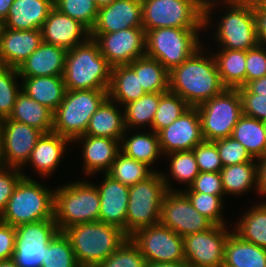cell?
<instances>
[{"instance_id": "32", "label": "cell", "mask_w": 266, "mask_h": 267, "mask_svg": "<svg viewBox=\"0 0 266 267\" xmlns=\"http://www.w3.org/2000/svg\"><path fill=\"white\" fill-rule=\"evenodd\" d=\"M145 94L139 76L129 65L112 67L111 83L108 89V97L111 100L124 106Z\"/></svg>"}, {"instance_id": "16", "label": "cell", "mask_w": 266, "mask_h": 267, "mask_svg": "<svg viewBox=\"0 0 266 267\" xmlns=\"http://www.w3.org/2000/svg\"><path fill=\"white\" fill-rule=\"evenodd\" d=\"M159 223L182 237L205 231L213 225L191 205L182 191L166 192Z\"/></svg>"}, {"instance_id": "38", "label": "cell", "mask_w": 266, "mask_h": 267, "mask_svg": "<svg viewBox=\"0 0 266 267\" xmlns=\"http://www.w3.org/2000/svg\"><path fill=\"white\" fill-rule=\"evenodd\" d=\"M164 93H146L138 100L129 102L123 106L125 127L135 131L146 127L151 129L154 115L158 108L160 97ZM150 126V127H149ZM142 127V128H141Z\"/></svg>"}, {"instance_id": "39", "label": "cell", "mask_w": 266, "mask_h": 267, "mask_svg": "<svg viewBox=\"0 0 266 267\" xmlns=\"http://www.w3.org/2000/svg\"><path fill=\"white\" fill-rule=\"evenodd\" d=\"M150 168L146 163L137 161L119 152L106 174L112 179L130 187L146 180L157 171Z\"/></svg>"}, {"instance_id": "45", "label": "cell", "mask_w": 266, "mask_h": 267, "mask_svg": "<svg viewBox=\"0 0 266 267\" xmlns=\"http://www.w3.org/2000/svg\"><path fill=\"white\" fill-rule=\"evenodd\" d=\"M16 79H21L18 69L2 67L0 69V120L8 118L13 110L21 86Z\"/></svg>"}, {"instance_id": "64", "label": "cell", "mask_w": 266, "mask_h": 267, "mask_svg": "<svg viewBox=\"0 0 266 267\" xmlns=\"http://www.w3.org/2000/svg\"><path fill=\"white\" fill-rule=\"evenodd\" d=\"M188 267H202V266H193V265H188Z\"/></svg>"}, {"instance_id": "54", "label": "cell", "mask_w": 266, "mask_h": 267, "mask_svg": "<svg viewBox=\"0 0 266 267\" xmlns=\"http://www.w3.org/2000/svg\"><path fill=\"white\" fill-rule=\"evenodd\" d=\"M253 13L258 42L266 45V9L256 2L253 3Z\"/></svg>"}, {"instance_id": "35", "label": "cell", "mask_w": 266, "mask_h": 267, "mask_svg": "<svg viewBox=\"0 0 266 267\" xmlns=\"http://www.w3.org/2000/svg\"><path fill=\"white\" fill-rule=\"evenodd\" d=\"M232 137L246 148L253 159L259 160L266 155L265 122L242 115Z\"/></svg>"}, {"instance_id": "3", "label": "cell", "mask_w": 266, "mask_h": 267, "mask_svg": "<svg viewBox=\"0 0 266 267\" xmlns=\"http://www.w3.org/2000/svg\"><path fill=\"white\" fill-rule=\"evenodd\" d=\"M63 232L80 267H98L129 238L121 228L99 220L76 224Z\"/></svg>"}, {"instance_id": "36", "label": "cell", "mask_w": 266, "mask_h": 267, "mask_svg": "<svg viewBox=\"0 0 266 267\" xmlns=\"http://www.w3.org/2000/svg\"><path fill=\"white\" fill-rule=\"evenodd\" d=\"M129 66L139 76L145 93H166L169 91V71L156 59L143 56Z\"/></svg>"}, {"instance_id": "15", "label": "cell", "mask_w": 266, "mask_h": 267, "mask_svg": "<svg viewBox=\"0 0 266 267\" xmlns=\"http://www.w3.org/2000/svg\"><path fill=\"white\" fill-rule=\"evenodd\" d=\"M228 225H212L209 229L183 237L185 262L202 267H222Z\"/></svg>"}, {"instance_id": "58", "label": "cell", "mask_w": 266, "mask_h": 267, "mask_svg": "<svg viewBox=\"0 0 266 267\" xmlns=\"http://www.w3.org/2000/svg\"><path fill=\"white\" fill-rule=\"evenodd\" d=\"M145 267H188L186 262L146 263Z\"/></svg>"}, {"instance_id": "60", "label": "cell", "mask_w": 266, "mask_h": 267, "mask_svg": "<svg viewBox=\"0 0 266 267\" xmlns=\"http://www.w3.org/2000/svg\"><path fill=\"white\" fill-rule=\"evenodd\" d=\"M113 1L115 0H95V3L97 4V6L100 8L102 6L111 4Z\"/></svg>"}, {"instance_id": "52", "label": "cell", "mask_w": 266, "mask_h": 267, "mask_svg": "<svg viewBox=\"0 0 266 267\" xmlns=\"http://www.w3.org/2000/svg\"><path fill=\"white\" fill-rule=\"evenodd\" d=\"M242 100L243 115L266 122V96L249 93L244 87L238 88Z\"/></svg>"}, {"instance_id": "1", "label": "cell", "mask_w": 266, "mask_h": 267, "mask_svg": "<svg viewBox=\"0 0 266 267\" xmlns=\"http://www.w3.org/2000/svg\"><path fill=\"white\" fill-rule=\"evenodd\" d=\"M204 53L205 48H199L169 72V91L179 95L190 107H196L226 89L213 55Z\"/></svg>"}, {"instance_id": "7", "label": "cell", "mask_w": 266, "mask_h": 267, "mask_svg": "<svg viewBox=\"0 0 266 267\" xmlns=\"http://www.w3.org/2000/svg\"><path fill=\"white\" fill-rule=\"evenodd\" d=\"M54 190V220L63 232L80 223L99 220L100 198L95 183L85 180L56 186Z\"/></svg>"}, {"instance_id": "44", "label": "cell", "mask_w": 266, "mask_h": 267, "mask_svg": "<svg viewBox=\"0 0 266 267\" xmlns=\"http://www.w3.org/2000/svg\"><path fill=\"white\" fill-rule=\"evenodd\" d=\"M189 199L191 205L213 225H227L224 221V200L218 195L200 192H183Z\"/></svg>"}, {"instance_id": "12", "label": "cell", "mask_w": 266, "mask_h": 267, "mask_svg": "<svg viewBox=\"0 0 266 267\" xmlns=\"http://www.w3.org/2000/svg\"><path fill=\"white\" fill-rule=\"evenodd\" d=\"M129 238L146 263L185 262L183 237L160 223L138 229Z\"/></svg>"}, {"instance_id": "47", "label": "cell", "mask_w": 266, "mask_h": 267, "mask_svg": "<svg viewBox=\"0 0 266 267\" xmlns=\"http://www.w3.org/2000/svg\"><path fill=\"white\" fill-rule=\"evenodd\" d=\"M213 142L216 144L223 167L243 162H257L250 156L246 148L232 136Z\"/></svg>"}, {"instance_id": "63", "label": "cell", "mask_w": 266, "mask_h": 267, "mask_svg": "<svg viewBox=\"0 0 266 267\" xmlns=\"http://www.w3.org/2000/svg\"><path fill=\"white\" fill-rule=\"evenodd\" d=\"M258 3L266 9V0H259Z\"/></svg>"}, {"instance_id": "23", "label": "cell", "mask_w": 266, "mask_h": 267, "mask_svg": "<svg viewBox=\"0 0 266 267\" xmlns=\"http://www.w3.org/2000/svg\"><path fill=\"white\" fill-rule=\"evenodd\" d=\"M72 142L82 143L83 170L88 176L101 171L106 174L117 154L120 152V141L108 137L81 135Z\"/></svg>"}, {"instance_id": "49", "label": "cell", "mask_w": 266, "mask_h": 267, "mask_svg": "<svg viewBox=\"0 0 266 267\" xmlns=\"http://www.w3.org/2000/svg\"><path fill=\"white\" fill-rule=\"evenodd\" d=\"M182 192H200L211 195H218L223 200L225 196L222 178L220 172H200L194 179L193 184L189 188H185Z\"/></svg>"}, {"instance_id": "42", "label": "cell", "mask_w": 266, "mask_h": 267, "mask_svg": "<svg viewBox=\"0 0 266 267\" xmlns=\"http://www.w3.org/2000/svg\"><path fill=\"white\" fill-rule=\"evenodd\" d=\"M54 7L79 21L89 31L93 28L99 11L95 0H54Z\"/></svg>"}, {"instance_id": "43", "label": "cell", "mask_w": 266, "mask_h": 267, "mask_svg": "<svg viewBox=\"0 0 266 267\" xmlns=\"http://www.w3.org/2000/svg\"><path fill=\"white\" fill-rule=\"evenodd\" d=\"M170 158V175L176 182L186 183L189 188L200 173L193 150L178 151L167 154Z\"/></svg>"}, {"instance_id": "24", "label": "cell", "mask_w": 266, "mask_h": 267, "mask_svg": "<svg viewBox=\"0 0 266 267\" xmlns=\"http://www.w3.org/2000/svg\"><path fill=\"white\" fill-rule=\"evenodd\" d=\"M68 50L42 42L20 65V77L63 76Z\"/></svg>"}, {"instance_id": "5", "label": "cell", "mask_w": 266, "mask_h": 267, "mask_svg": "<svg viewBox=\"0 0 266 267\" xmlns=\"http://www.w3.org/2000/svg\"><path fill=\"white\" fill-rule=\"evenodd\" d=\"M22 175L24 177L8 200L5 210L0 215V221L16 227L40 220L54 219L55 189H49L24 172Z\"/></svg>"}, {"instance_id": "13", "label": "cell", "mask_w": 266, "mask_h": 267, "mask_svg": "<svg viewBox=\"0 0 266 267\" xmlns=\"http://www.w3.org/2000/svg\"><path fill=\"white\" fill-rule=\"evenodd\" d=\"M12 259L19 267H41L50 241L59 232L54 219L40 220L15 227Z\"/></svg>"}, {"instance_id": "19", "label": "cell", "mask_w": 266, "mask_h": 267, "mask_svg": "<svg viewBox=\"0 0 266 267\" xmlns=\"http://www.w3.org/2000/svg\"><path fill=\"white\" fill-rule=\"evenodd\" d=\"M43 42L72 49L90 38V31L79 21L53 7L41 27Z\"/></svg>"}, {"instance_id": "25", "label": "cell", "mask_w": 266, "mask_h": 267, "mask_svg": "<svg viewBox=\"0 0 266 267\" xmlns=\"http://www.w3.org/2000/svg\"><path fill=\"white\" fill-rule=\"evenodd\" d=\"M72 141L54 132L43 134L37 141L29 160L24 165L31 164L33 169L38 172V176H51L57 170L61 160L64 159L66 147ZM67 145V146H66Z\"/></svg>"}, {"instance_id": "46", "label": "cell", "mask_w": 266, "mask_h": 267, "mask_svg": "<svg viewBox=\"0 0 266 267\" xmlns=\"http://www.w3.org/2000/svg\"><path fill=\"white\" fill-rule=\"evenodd\" d=\"M146 261L139 248L128 238L98 267H145Z\"/></svg>"}, {"instance_id": "20", "label": "cell", "mask_w": 266, "mask_h": 267, "mask_svg": "<svg viewBox=\"0 0 266 267\" xmlns=\"http://www.w3.org/2000/svg\"><path fill=\"white\" fill-rule=\"evenodd\" d=\"M132 27H142L141 0H115L99 8L90 33H114Z\"/></svg>"}, {"instance_id": "8", "label": "cell", "mask_w": 266, "mask_h": 267, "mask_svg": "<svg viewBox=\"0 0 266 267\" xmlns=\"http://www.w3.org/2000/svg\"><path fill=\"white\" fill-rule=\"evenodd\" d=\"M108 98V90H66L54 111L52 132L73 141L84 135L90 118Z\"/></svg>"}, {"instance_id": "26", "label": "cell", "mask_w": 266, "mask_h": 267, "mask_svg": "<svg viewBox=\"0 0 266 267\" xmlns=\"http://www.w3.org/2000/svg\"><path fill=\"white\" fill-rule=\"evenodd\" d=\"M53 7L54 0H14L2 25L13 30H40Z\"/></svg>"}, {"instance_id": "28", "label": "cell", "mask_w": 266, "mask_h": 267, "mask_svg": "<svg viewBox=\"0 0 266 267\" xmlns=\"http://www.w3.org/2000/svg\"><path fill=\"white\" fill-rule=\"evenodd\" d=\"M21 91L53 112L63 101L66 87L63 76L20 77Z\"/></svg>"}, {"instance_id": "41", "label": "cell", "mask_w": 266, "mask_h": 267, "mask_svg": "<svg viewBox=\"0 0 266 267\" xmlns=\"http://www.w3.org/2000/svg\"><path fill=\"white\" fill-rule=\"evenodd\" d=\"M41 267H80L64 232L59 231L50 241Z\"/></svg>"}, {"instance_id": "56", "label": "cell", "mask_w": 266, "mask_h": 267, "mask_svg": "<svg viewBox=\"0 0 266 267\" xmlns=\"http://www.w3.org/2000/svg\"><path fill=\"white\" fill-rule=\"evenodd\" d=\"M244 88L249 93L266 96V76L248 82Z\"/></svg>"}, {"instance_id": "27", "label": "cell", "mask_w": 266, "mask_h": 267, "mask_svg": "<svg viewBox=\"0 0 266 267\" xmlns=\"http://www.w3.org/2000/svg\"><path fill=\"white\" fill-rule=\"evenodd\" d=\"M119 108L123 106L108 97L90 118L84 135L108 137L120 141L126 127L124 110Z\"/></svg>"}, {"instance_id": "30", "label": "cell", "mask_w": 266, "mask_h": 267, "mask_svg": "<svg viewBox=\"0 0 266 267\" xmlns=\"http://www.w3.org/2000/svg\"><path fill=\"white\" fill-rule=\"evenodd\" d=\"M128 131L126 129L121 137L120 152L151 167L158 160V157L163 155L158 134L149 130L143 133L142 131L136 132V134L131 133L130 136Z\"/></svg>"}, {"instance_id": "18", "label": "cell", "mask_w": 266, "mask_h": 267, "mask_svg": "<svg viewBox=\"0 0 266 267\" xmlns=\"http://www.w3.org/2000/svg\"><path fill=\"white\" fill-rule=\"evenodd\" d=\"M162 154L193 150L204 141L201 120L196 107H189L181 116L159 133Z\"/></svg>"}, {"instance_id": "2", "label": "cell", "mask_w": 266, "mask_h": 267, "mask_svg": "<svg viewBox=\"0 0 266 267\" xmlns=\"http://www.w3.org/2000/svg\"><path fill=\"white\" fill-rule=\"evenodd\" d=\"M220 2V3H219ZM224 4L226 12L217 22L213 38L223 50H249L259 44L256 33L253 3L205 0L204 29L211 25L215 6ZM226 5V7H225ZM211 18V19H210Z\"/></svg>"}, {"instance_id": "9", "label": "cell", "mask_w": 266, "mask_h": 267, "mask_svg": "<svg viewBox=\"0 0 266 267\" xmlns=\"http://www.w3.org/2000/svg\"><path fill=\"white\" fill-rule=\"evenodd\" d=\"M142 27L204 29L205 0H141Z\"/></svg>"}, {"instance_id": "51", "label": "cell", "mask_w": 266, "mask_h": 267, "mask_svg": "<svg viewBox=\"0 0 266 267\" xmlns=\"http://www.w3.org/2000/svg\"><path fill=\"white\" fill-rule=\"evenodd\" d=\"M264 76H266V45L258 44L246 51V84Z\"/></svg>"}, {"instance_id": "31", "label": "cell", "mask_w": 266, "mask_h": 267, "mask_svg": "<svg viewBox=\"0 0 266 267\" xmlns=\"http://www.w3.org/2000/svg\"><path fill=\"white\" fill-rule=\"evenodd\" d=\"M53 115L54 112L52 110L21 91L8 118L27 124L46 134L52 132Z\"/></svg>"}, {"instance_id": "33", "label": "cell", "mask_w": 266, "mask_h": 267, "mask_svg": "<svg viewBox=\"0 0 266 267\" xmlns=\"http://www.w3.org/2000/svg\"><path fill=\"white\" fill-rule=\"evenodd\" d=\"M220 50L213 54L220 79L225 88L238 89L246 85V51Z\"/></svg>"}, {"instance_id": "10", "label": "cell", "mask_w": 266, "mask_h": 267, "mask_svg": "<svg viewBox=\"0 0 266 267\" xmlns=\"http://www.w3.org/2000/svg\"><path fill=\"white\" fill-rule=\"evenodd\" d=\"M203 29L165 27L146 32V56L159 61L169 72L191 57L202 42Z\"/></svg>"}, {"instance_id": "21", "label": "cell", "mask_w": 266, "mask_h": 267, "mask_svg": "<svg viewBox=\"0 0 266 267\" xmlns=\"http://www.w3.org/2000/svg\"><path fill=\"white\" fill-rule=\"evenodd\" d=\"M43 42L41 30H13L0 25V61L18 69Z\"/></svg>"}, {"instance_id": "48", "label": "cell", "mask_w": 266, "mask_h": 267, "mask_svg": "<svg viewBox=\"0 0 266 267\" xmlns=\"http://www.w3.org/2000/svg\"><path fill=\"white\" fill-rule=\"evenodd\" d=\"M200 172H220L223 168L218 149L213 141H203L193 148Z\"/></svg>"}, {"instance_id": "4", "label": "cell", "mask_w": 266, "mask_h": 267, "mask_svg": "<svg viewBox=\"0 0 266 267\" xmlns=\"http://www.w3.org/2000/svg\"><path fill=\"white\" fill-rule=\"evenodd\" d=\"M112 66L91 38L66 53L63 73L66 90H108Z\"/></svg>"}, {"instance_id": "57", "label": "cell", "mask_w": 266, "mask_h": 267, "mask_svg": "<svg viewBox=\"0 0 266 267\" xmlns=\"http://www.w3.org/2000/svg\"><path fill=\"white\" fill-rule=\"evenodd\" d=\"M14 0H0V25L4 23Z\"/></svg>"}, {"instance_id": "59", "label": "cell", "mask_w": 266, "mask_h": 267, "mask_svg": "<svg viewBox=\"0 0 266 267\" xmlns=\"http://www.w3.org/2000/svg\"><path fill=\"white\" fill-rule=\"evenodd\" d=\"M0 267H19V266L11 258V259H6V260H1Z\"/></svg>"}, {"instance_id": "6", "label": "cell", "mask_w": 266, "mask_h": 267, "mask_svg": "<svg viewBox=\"0 0 266 267\" xmlns=\"http://www.w3.org/2000/svg\"><path fill=\"white\" fill-rule=\"evenodd\" d=\"M168 174L155 171L146 180L129 187V201L125 221V233L130 236L136 230L157 225L161 206L167 191H179L171 187Z\"/></svg>"}, {"instance_id": "22", "label": "cell", "mask_w": 266, "mask_h": 267, "mask_svg": "<svg viewBox=\"0 0 266 267\" xmlns=\"http://www.w3.org/2000/svg\"><path fill=\"white\" fill-rule=\"evenodd\" d=\"M102 183L95 186L99 192V221L115 225L125 232V221L129 201V186L104 174Z\"/></svg>"}, {"instance_id": "40", "label": "cell", "mask_w": 266, "mask_h": 267, "mask_svg": "<svg viewBox=\"0 0 266 267\" xmlns=\"http://www.w3.org/2000/svg\"><path fill=\"white\" fill-rule=\"evenodd\" d=\"M189 107L186 101L179 95L170 91L164 93L160 97L151 130L158 134L162 129L178 119Z\"/></svg>"}, {"instance_id": "61", "label": "cell", "mask_w": 266, "mask_h": 267, "mask_svg": "<svg viewBox=\"0 0 266 267\" xmlns=\"http://www.w3.org/2000/svg\"><path fill=\"white\" fill-rule=\"evenodd\" d=\"M221 1H228V2H242V3H256L259 0H221Z\"/></svg>"}, {"instance_id": "55", "label": "cell", "mask_w": 266, "mask_h": 267, "mask_svg": "<svg viewBox=\"0 0 266 267\" xmlns=\"http://www.w3.org/2000/svg\"><path fill=\"white\" fill-rule=\"evenodd\" d=\"M258 162V191L257 194L261 195L262 197H266V155L263 158L257 160Z\"/></svg>"}, {"instance_id": "53", "label": "cell", "mask_w": 266, "mask_h": 267, "mask_svg": "<svg viewBox=\"0 0 266 267\" xmlns=\"http://www.w3.org/2000/svg\"><path fill=\"white\" fill-rule=\"evenodd\" d=\"M15 240V227L0 221V261L13 257Z\"/></svg>"}, {"instance_id": "62", "label": "cell", "mask_w": 266, "mask_h": 267, "mask_svg": "<svg viewBox=\"0 0 266 267\" xmlns=\"http://www.w3.org/2000/svg\"><path fill=\"white\" fill-rule=\"evenodd\" d=\"M3 155H2V140H1V120H0V167L3 166Z\"/></svg>"}, {"instance_id": "50", "label": "cell", "mask_w": 266, "mask_h": 267, "mask_svg": "<svg viewBox=\"0 0 266 267\" xmlns=\"http://www.w3.org/2000/svg\"><path fill=\"white\" fill-rule=\"evenodd\" d=\"M22 172L16 167H0V215L5 210L17 184L24 177Z\"/></svg>"}, {"instance_id": "14", "label": "cell", "mask_w": 266, "mask_h": 267, "mask_svg": "<svg viewBox=\"0 0 266 267\" xmlns=\"http://www.w3.org/2000/svg\"><path fill=\"white\" fill-rule=\"evenodd\" d=\"M100 53L112 67L129 65L146 54V32L143 27H132L114 33H90Z\"/></svg>"}, {"instance_id": "17", "label": "cell", "mask_w": 266, "mask_h": 267, "mask_svg": "<svg viewBox=\"0 0 266 267\" xmlns=\"http://www.w3.org/2000/svg\"><path fill=\"white\" fill-rule=\"evenodd\" d=\"M44 133L22 122L9 118L1 120L3 166L24 170V165Z\"/></svg>"}, {"instance_id": "29", "label": "cell", "mask_w": 266, "mask_h": 267, "mask_svg": "<svg viewBox=\"0 0 266 267\" xmlns=\"http://www.w3.org/2000/svg\"><path fill=\"white\" fill-rule=\"evenodd\" d=\"M223 267H266V249L243 240L231 230L225 244Z\"/></svg>"}, {"instance_id": "37", "label": "cell", "mask_w": 266, "mask_h": 267, "mask_svg": "<svg viewBox=\"0 0 266 267\" xmlns=\"http://www.w3.org/2000/svg\"><path fill=\"white\" fill-rule=\"evenodd\" d=\"M254 205L232 229L243 240L266 249V201Z\"/></svg>"}, {"instance_id": "34", "label": "cell", "mask_w": 266, "mask_h": 267, "mask_svg": "<svg viewBox=\"0 0 266 267\" xmlns=\"http://www.w3.org/2000/svg\"><path fill=\"white\" fill-rule=\"evenodd\" d=\"M220 174L225 195L241 196L254 187V191H258V162H243L226 166L222 168Z\"/></svg>"}, {"instance_id": "65", "label": "cell", "mask_w": 266, "mask_h": 267, "mask_svg": "<svg viewBox=\"0 0 266 267\" xmlns=\"http://www.w3.org/2000/svg\"><path fill=\"white\" fill-rule=\"evenodd\" d=\"M265 138H266V122H265Z\"/></svg>"}, {"instance_id": "11", "label": "cell", "mask_w": 266, "mask_h": 267, "mask_svg": "<svg viewBox=\"0 0 266 267\" xmlns=\"http://www.w3.org/2000/svg\"><path fill=\"white\" fill-rule=\"evenodd\" d=\"M205 141L231 137L233 129L243 115L238 89H224L220 94L196 106Z\"/></svg>"}]
</instances>
